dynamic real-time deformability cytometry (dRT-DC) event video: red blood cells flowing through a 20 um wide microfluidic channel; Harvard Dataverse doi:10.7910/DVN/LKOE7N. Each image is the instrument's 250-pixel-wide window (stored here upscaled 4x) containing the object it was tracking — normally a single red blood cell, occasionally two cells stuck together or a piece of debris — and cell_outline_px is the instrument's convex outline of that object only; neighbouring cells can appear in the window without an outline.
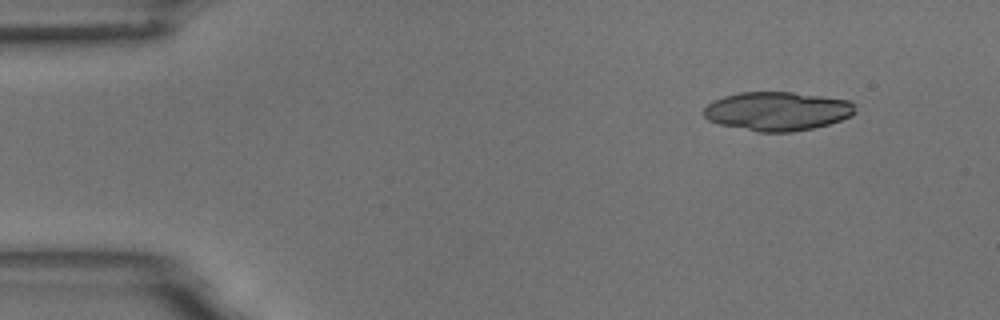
{"species": "common noctule bat (a hibernating species)", "species_latin": "Nyctalus noctula", "temperature_condition": "room temperature", "stored_images_in_passage": 50, "camera_frame_rate_fps": 3000, "um_per_image_px": 0.085, "animal": {"sex": "male", "body_mass_g": 18.8}, "frame": {"image": 1, "passage_image": 1, "time_ms": 0.0, "image_size_px": [1000, 320], "cell_outline_px": [[856, 112], [852, 116], [828, 124], [812, 128], [792, 132], [760, 132], [720, 124], [708, 120], [704, 116], [704, 108], [712, 100], [724, 96], [740, 92], [792, 92], [852, 100]], "centroid_in_image_um": [66.09, 9.44], "position_along_channel_um": 18.9, "area_um2": 34.33}}
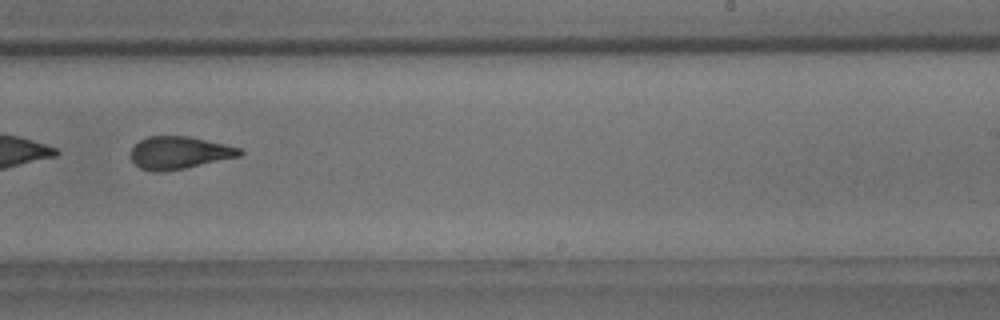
{"frame": {"image": 2, "passage_image": 30, "time_ms": 9.667, "image_size_px": [1000, 320], "cell_outline_px": [[244, 152], [240, 156], [184, 168], [160, 172], [156, 172], [140, 168], [132, 160], [132, 148], [140, 140], [148, 136], [188, 136], [224, 144], [240, 148]], "centroid_in_image_um": [15.24, 12.98], "position_along_channel_um": 273.8, "area_um2": 20.35}, "authors_computed_cell_mechanics": {"area_um2": 21.6172, "velocity_mm_per_s": 3.6438, "shape_relaxation_time_tau1_ms": 6.642, "shape_relaxation_time_tau2_ms": 2.1959, "deformation_change_tau1": 0.1915, "deformation_change_tau2": 0.1013}}